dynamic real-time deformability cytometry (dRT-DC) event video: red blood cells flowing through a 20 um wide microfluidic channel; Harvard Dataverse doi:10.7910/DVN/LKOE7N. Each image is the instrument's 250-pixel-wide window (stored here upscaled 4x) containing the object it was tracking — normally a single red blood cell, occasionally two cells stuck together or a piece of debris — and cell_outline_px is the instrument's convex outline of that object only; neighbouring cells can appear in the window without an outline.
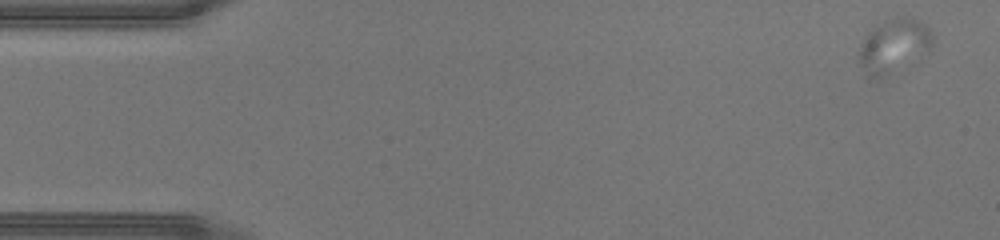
{"species": "human", "species_latin": "Homo sapiens", "temperature_condition": "warm", "stored_images_in_passage": 49, "camera_frame_rate_fps": 3000, "um_per_image_px": 0.085, "donor": {"sex": "male"}, "frame": {"image": 1, "passage_image": 1, "time_ms": 0.0, "image_size_px": [1000, 240], "cell_outline_px": [[932, 44], [928, 48], [876, 80], [868, 76], [860, 64], [860, 44], [868, 32], [872, 28], [884, 20], [896, 16], [912, 16], [920, 20], [928, 28], [932, 36]], "centroid_in_image_um": [75.91, 3.8], "position_along_channel_um": 9.1, "area_um2": 22.02}}
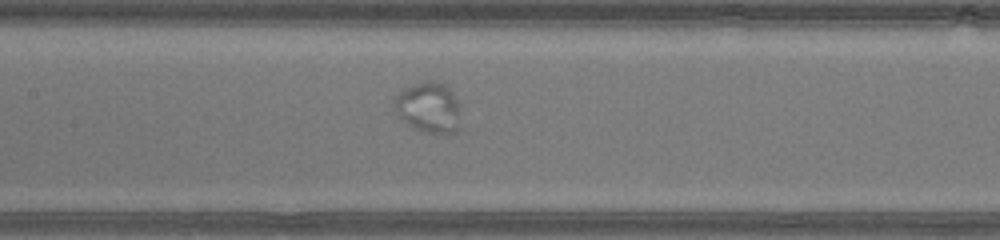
{"frame": {"image": 2, "passage_image": 22, "time_ms": 7.0, "image_size_px": [1000, 240], "cell_outline_px": [[460, 128], [456, 132], [436, 136], [420, 132], [396, 116], [392, 108], [392, 96], [404, 88], [412, 84], [424, 80], [436, 80], [444, 84], [452, 92], [460, 104]], "centroid_in_image_um": [36.4, 9.16], "position_along_channel_um": 171.0, "area_um2": 20.87}}
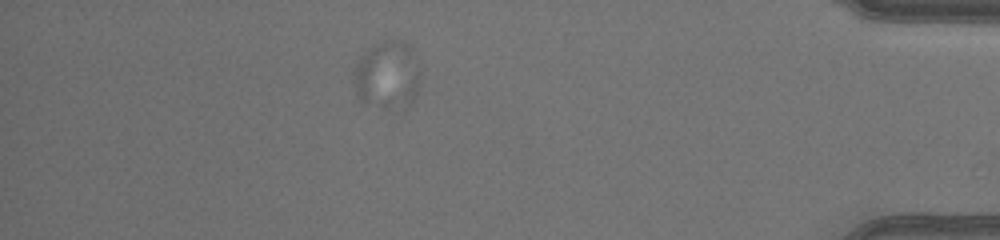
{"frame": {"image": 3, "passage_image": 42, "time_ms": 13.667, "image_size_px": [1000, 240], "cell_outline_px": [[420, 84], [412, 100], [384, 108], [360, 104], [356, 96], [356, 60], [372, 44], [380, 40], [392, 36], [404, 40], [412, 48], [420, 60]], "centroid_in_image_um": [32.94, 6.26], "position_along_channel_um": 402.3, "area_um2": 26.93}}